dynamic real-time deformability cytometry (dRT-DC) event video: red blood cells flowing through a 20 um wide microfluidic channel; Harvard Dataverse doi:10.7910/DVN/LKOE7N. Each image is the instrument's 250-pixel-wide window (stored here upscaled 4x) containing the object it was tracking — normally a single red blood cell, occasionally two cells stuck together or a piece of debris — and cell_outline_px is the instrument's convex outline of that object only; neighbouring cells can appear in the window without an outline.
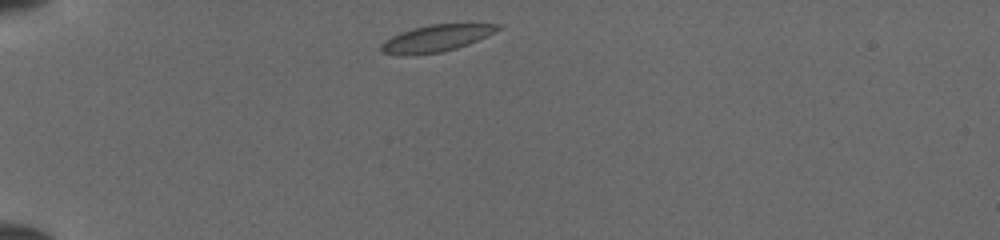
{"species": "common noctule bat (a hibernating species)", "species_latin": "Nyctalus noctula", "temperature_condition": "cold", "stored_images_in_passage": 37, "camera_frame_rate_fps": 3000, "um_per_image_px": 0.085, "animal": {"sex": "female", "body_mass_g": 19.5, "forearm_length_mm": 54.1}, "frame": {"image": 1, "passage_image": 1, "time_ms": 0.0, "image_size_px": [1000, 240], "cell_outline_px": [[504, 28], [468, 44], [456, 48], [440, 52], [408, 56], [400, 56], [380, 52], [380, 44], [384, 40], [400, 32], [412, 28], [428, 24], [500, 24]], "centroid_in_image_um": [37.02, 3.26], "position_along_channel_um": 48.0, "area_um2": 18.44}}
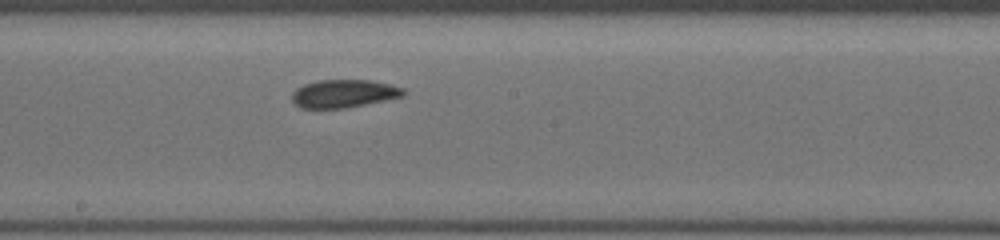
{"frame": {"image": 2, "passage_image": 16, "time_ms": 5.0, "image_size_px": [1000, 240], "cell_outline_px": [[408, 92], [404, 96], [344, 108], [300, 108], [292, 100], [292, 92], [296, 88], [304, 84], [320, 80], [372, 80], [404, 88]], "centroid_in_image_um": [29.23, 7.95], "position_along_channel_um": 219.0, "area_um2": 18.15}}
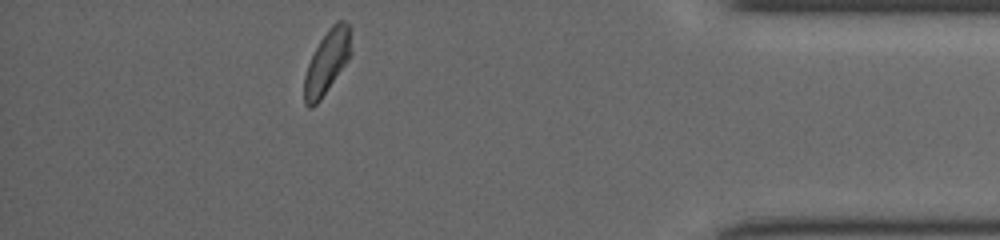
{"frame": {"image": 3, "passage_image": 32, "time_ms": 10.333, "image_size_px": [1000, 240], "cell_outline_px": [[352, 52], [348, 60], [320, 100], [312, 108], [308, 108], [304, 104], [304, 76], [308, 64], [320, 40], [328, 28], [336, 20], [344, 20], [348, 24]], "centroid_in_image_um": [27.79, 5.27], "position_along_channel_um": 407.4, "area_um2": 17.22}}